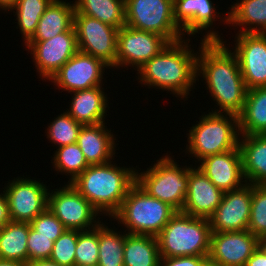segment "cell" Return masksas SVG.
<instances>
[{
  "label": "cell",
  "mask_w": 266,
  "mask_h": 266,
  "mask_svg": "<svg viewBox=\"0 0 266 266\" xmlns=\"http://www.w3.org/2000/svg\"><path fill=\"white\" fill-rule=\"evenodd\" d=\"M200 41L197 79L202 74L210 96L219 106V110L212 112L239 116L244 108L247 88L237 57L224 41Z\"/></svg>",
  "instance_id": "6da1fadb"
},
{
  "label": "cell",
  "mask_w": 266,
  "mask_h": 266,
  "mask_svg": "<svg viewBox=\"0 0 266 266\" xmlns=\"http://www.w3.org/2000/svg\"><path fill=\"white\" fill-rule=\"evenodd\" d=\"M189 43L190 39L168 43L137 70L139 82L187 99L197 81L198 54L191 50Z\"/></svg>",
  "instance_id": "7a4b0ae2"
},
{
  "label": "cell",
  "mask_w": 266,
  "mask_h": 266,
  "mask_svg": "<svg viewBox=\"0 0 266 266\" xmlns=\"http://www.w3.org/2000/svg\"><path fill=\"white\" fill-rule=\"evenodd\" d=\"M136 171L112 161L89 165L71 184L101 215L112 217L136 183Z\"/></svg>",
  "instance_id": "3957f363"
},
{
  "label": "cell",
  "mask_w": 266,
  "mask_h": 266,
  "mask_svg": "<svg viewBox=\"0 0 266 266\" xmlns=\"http://www.w3.org/2000/svg\"><path fill=\"white\" fill-rule=\"evenodd\" d=\"M156 237L160 257L208 256L210 222L177 211Z\"/></svg>",
  "instance_id": "277c9868"
},
{
  "label": "cell",
  "mask_w": 266,
  "mask_h": 266,
  "mask_svg": "<svg viewBox=\"0 0 266 266\" xmlns=\"http://www.w3.org/2000/svg\"><path fill=\"white\" fill-rule=\"evenodd\" d=\"M176 212L169 204L150 196L135 183L112 218L118 224H124L128 234L156 237Z\"/></svg>",
  "instance_id": "5b68a950"
},
{
  "label": "cell",
  "mask_w": 266,
  "mask_h": 266,
  "mask_svg": "<svg viewBox=\"0 0 266 266\" xmlns=\"http://www.w3.org/2000/svg\"><path fill=\"white\" fill-rule=\"evenodd\" d=\"M189 129L186 152L199 162L203 158L234 150L239 146V116L209 112ZM188 149V150H187Z\"/></svg>",
  "instance_id": "8992f818"
},
{
  "label": "cell",
  "mask_w": 266,
  "mask_h": 266,
  "mask_svg": "<svg viewBox=\"0 0 266 266\" xmlns=\"http://www.w3.org/2000/svg\"><path fill=\"white\" fill-rule=\"evenodd\" d=\"M179 166L171 156L164 155L145 172L136 171V183L150 196L169 204L176 211H182L189 167Z\"/></svg>",
  "instance_id": "52a82bcc"
},
{
  "label": "cell",
  "mask_w": 266,
  "mask_h": 266,
  "mask_svg": "<svg viewBox=\"0 0 266 266\" xmlns=\"http://www.w3.org/2000/svg\"><path fill=\"white\" fill-rule=\"evenodd\" d=\"M125 25L159 34L169 43L184 38L174 19L173 0H125Z\"/></svg>",
  "instance_id": "ba28073f"
},
{
  "label": "cell",
  "mask_w": 266,
  "mask_h": 266,
  "mask_svg": "<svg viewBox=\"0 0 266 266\" xmlns=\"http://www.w3.org/2000/svg\"><path fill=\"white\" fill-rule=\"evenodd\" d=\"M53 190H49L47 208L62 222L66 230L87 231L100 223L101 220L96 217L101 213L71 183Z\"/></svg>",
  "instance_id": "9c48e42d"
},
{
  "label": "cell",
  "mask_w": 266,
  "mask_h": 266,
  "mask_svg": "<svg viewBox=\"0 0 266 266\" xmlns=\"http://www.w3.org/2000/svg\"><path fill=\"white\" fill-rule=\"evenodd\" d=\"M78 50L115 67L118 28L81 13L74 14Z\"/></svg>",
  "instance_id": "30bf717a"
},
{
  "label": "cell",
  "mask_w": 266,
  "mask_h": 266,
  "mask_svg": "<svg viewBox=\"0 0 266 266\" xmlns=\"http://www.w3.org/2000/svg\"><path fill=\"white\" fill-rule=\"evenodd\" d=\"M168 43L159 34L137 30L125 25L118 30L117 34L115 68L132 66L138 70Z\"/></svg>",
  "instance_id": "8fae6325"
},
{
  "label": "cell",
  "mask_w": 266,
  "mask_h": 266,
  "mask_svg": "<svg viewBox=\"0 0 266 266\" xmlns=\"http://www.w3.org/2000/svg\"><path fill=\"white\" fill-rule=\"evenodd\" d=\"M7 184L4 191L11 221L30 223L47 209L49 189L41 180L16 177Z\"/></svg>",
  "instance_id": "7c38bea8"
},
{
  "label": "cell",
  "mask_w": 266,
  "mask_h": 266,
  "mask_svg": "<svg viewBox=\"0 0 266 266\" xmlns=\"http://www.w3.org/2000/svg\"><path fill=\"white\" fill-rule=\"evenodd\" d=\"M38 74L45 80L52 76L78 51L74 26L67 32L45 41H28L25 44Z\"/></svg>",
  "instance_id": "4fadbf2b"
},
{
  "label": "cell",
  "mask_w": 266,
  "mask_h": 266,
  "mask_svg": "<svg viewBox=\"0 0 266 266\" xmlns=\"http://www.w3.org/2000/svg\"><path fill=\"white\" fill-rule=\"evenodd\" d=\"M110 68L104 61L77 51L49 80L68 93L102 86L104 70Z\"/></svg>",
  "instance_id": "5bb4252c"
},
{
  "label": "cell",
  "mask_w": 266,
  "mask_h": 266,
  "mask_svg": "<svg viewBox=\"0 0 266 266\" xmlns=\"http://www.w3.org/2000/svg\"><path fill=\"white\" fill-rule=\"evenodd\" d=\"M233 53L247 90L266 86V33H237Z\"/></svg>",
  "instance_id": "9a60e30c"
},
{
  "label": "cell",
  "mask_w": 266,
  "mask_h": 266,
  "mask_svg": "<svg viewBox=\"0 0 266 266\" xmlns=\"http://www.w3.org/2000/svg\"><path fill=\"white\" fill-rule=\"evenodd\" d=\"M252 199V184L224 192L221 203L209 218L211 232L248 230Z\"/></svg>",
  "instance_id": "2e32d148"
},
{
  "label": "cell",
  "mask_w": 266,
  "mask_h": 266,
  "mask_svg": "<svg viewBox=\"0 0 266 266\" xmlns=\"http://www.w3.org/2000/svg\"><path fill=\"white\" fill-rule=\"evenodd\" d=\"M260 242L248 230L211 232L208 260L221 266H245Z\"/></svg>",
  "instance_id": "e0dca14e"
},
{
  "label": "cell",
  "mask_w": 266,
  "mask_h": 266,
  "mask_svg": "<svg viewBox=\"0 0 266 266\" xmlns=\"http://www.w3.org/2000/svg\"><path fill=\"white\" fill-rule=\"evenodd\" d=\"M212 4L211 0H173L174 19L184 36L185 33L189 37L196 35L200 30L208 29L207 34L203 36V41H222L218 32L209 30L216 21V17L218 19L220 17V13L216 12Z\"/></svg>",
  "instance_id": "ac0fdd59"
},
{
  "label": "cell",
  "mask_w": 266,
  "mask_h": 266,
  "mask_svg": "<svg viewBox=\"0 0 266 266\" xmlns=\"http://www.w3.org/2000/svg\"><path fill=\"white\" fill-rule=\"evenodd\" d=\"M223 195L224 192L218 189L199 168L189 166L183 213L209 219L221 203Z\"/></svg>",
  "instance_id": "d6986e66"
},
{
  "label": "cell",
  "mask_w": 266,
  "mask_h": 266,
  "mask_svg": "<svg viewBox=\"0 0 266 266\" xmlns=\"http://www.w3.org/2000/svg\"><path fill=\"white\" fill-rule=\"evenodd\" d=\"M200 163L197 168L223 192L240 188L246 183V180H243L245 177L239 147L224 153L207 156L200 160Z\"/></svg>",
  "instance_id": "ffe728a7"
},
{
  "label": "cell",
  "mask_w": 266,
  "mask_h": 266,
  "mask_svg": "<svg viewBox=\"0 0 266 266\" xmlns=\"http://www.w3.org/2000/svg\"><path fill=\"white\" fill-rule=\"evenodd\" d=\"M114 134L107 129L105 122L95 125H83L79 131L77 144L89 165L108 163L114 160ZM114 155V156H113Z\"/></svg>",
  "instance_id": "44dd1931"
},
{
  "label": "cell",
  "mask_w": 266,
  "mask_h": 266,
  "mask_svg": "<svg viewBox=\"0 0 266 266\" xmlns=\"http://www.w3.org/2000/svg\"><path fill=\"white\" fill-rule=\"evenodd\" d=\"M96 86L90 89L70 92L71 106L66 112L82 125H95L105 122L108 99L104 88Z\"/></svg>",
  "instance_id": "7402d4cb"
},
{
  "label": "cell",
  "mask_w": 266,
  "mask_h": 266,
  "mask_svg": "<svg viewBox=\"0 0 266 266\" xmlns=\"http://www.w3.org/2000/svg\"><path fill=\"white\" fill-rule=\"evenodd\" d=\"M239 138L246 182L266 185V134L240 135Z\"/></svg>",
  "instance_id": "603a6c76"
},
{
  "label": "cell",
  "mask_w": 266,
  "mask_h": 266,
  "mask_svg": "<svg viewBox=\"0 0 266 266\" xmlns=\"http://www.w3.org/2000/svg\"><path fill=\"white\" fill-rule=\"evenodd\" d=\"M74 3L53 0L41 16L37 30L29 41H45L67 32L74 26Z\"/></svg>",
  "instance_id": "cb8c5ba5"
},
{
  "label": "cell",
  "mask_w": 266,
  "mask_h": 266,
  "mask_svg": "<svg viewBox=\"0 0 266 266\" xmlns=\"http://www.w3.org/2000/svg\"><path fill=\"white\" fill-rule=\"evenodd\" d=\"M229 9L222 21L243 26L239 33H266V0H240Z\"/></svg>",
  "instance_id": "d4e9b609"
},
{
  "label": "cell",
  "mask_w": 266,
  "mask_h": 266,
  "mask_svg": "<svg viewBox=\"0 0 266 266\" xmlns=\"http://www.w3.org/2000/svg\"><path fill=\"white\" fill-rule=\"evenodd\" d=\"M240 135L266 134V86L247 90L239 115Z\"/></svg>",
  "instance_id": "484cf974"
},
{
  "label": "cell",
  "mask_w": 266,
  "mask_h": 266,
  "mask_svg": "<svg viewBox=\"0 0 266 266\" xmlns=\"http://www.w3.org/2000/svg\"><path fill=\"white\" fill-rule=\"evenodd\" d=\"M160 258L157 237L125 233L124 266H159Z\"/></svg>",
  "instance_id": "4316f807"
},
{
  "label": "cell",
  "mask_w": 266,
  "mask_h": 266,
  "mask_svg": "<svg viewBox=\"0 0 266 266\" xmlns=\"http://www.w3.org/2000/svg\"><path fill=\"white\" fill-rule=\"evenodd\" d=\"M28 222L10 221L0 228V258L28 262Z\"/></svg>",
  "instance_id": "83f0119b"
},
{
  "label": "cell",
  "mask_w": 266,
  "mask_h": 266,
  "mask_svg": "<svg viewBox=\"0 0 266 266\" xmlns=\"http://www.w3.org/2000/svg\"><path fill=\"white\" fill-rule=\"evenodd\" d=\"M75 13L120 29L125 26V0H75Z\"/></svg>",
  "instance_id": "f1b7e54d"
},
{
  "label": "cell",
  "mask_w": 266,
  "mask_h": 266,
  "mask_svg": "<svg viewBox=\"0 0 266 266\" xmlns=\"http://www.w3.org/2000/svg\"><path fill=\"white\" fill-rule=\"evenodd\" d=\"M125 233L114 231L106 224H98L99 260L97 266H124Z\"/></svg>",
  "instance_id": "f546056e"
},
{
  "label": "cell",
  "mask_w": 266,
  "mask_h": 266,
  "mask_svg": "<svg viewBox=\"0 0 266 266\" xmlns=\"http://www.w3.org/2000/svg\"><path fill=\"white\" fill-rule=\"evenodd\" d=\"M53 0H18L15 6L11 9L16 10V20L24 44H26L35 34L38 22L45 12L46 8Z\"/></svg>",
  "instance_id": "4dcf8cb0"
},
{
  "label": "cell",
  "mask_w": 266,
  "mask_h": 266,
  "mask_svg": "<svg viewBox=\"0 0 266 266\" xmlns=\"http://www.w3.org/2000/svg\"><path fill=\"white\" fill-rule=\"evenodd\" d=\"M53 156L55 170L70 176L67 183L73 182L89 166L77 143L58 147Z\"/></svg>",
  "instance_id": "1f68e13d"
},
{
  "label": "cell",
  "mask_w": 266,
  "mask_h": 266,
  "mask_svg": "<svg viewBox=\"0 0 266 266\" xmlns=\"http://www.w3.org/2000/svg\"><path fill=\"white\" fill-rule=\"evenodd\" d=\"M82 126L67 112L61 113L50 122L46 132L47 138L56 146L58 145L57 147L76 143Z\"/></svg>",
  "instance_id": "d6a6232c"
},
{
  "label": "cell",
  "mask_w": 266,
  "mask_h": 266,
  "mask_svg": "<svg viewBox=\"0 0 266 266\" xmlns=\"http://www.w3.org/2000/svg\"><path fill=\"white\" fill-rule=\"evenodd\" d=\"M248 231L260 241L266 239V185L252 184Z\"/></svg>",
  "instance_id": "836d02e7"
},
{
  "label": "cell",
  "mask_w": 266,
  "mask_h": 266,
  "mask_svg": "<svg viewBox=\"0 0 266 266\" xmlns=\"http://www.w3.org/2000/svg\"><path fill=\"white\" fill-rule=\"evenodd\" d=\"M98 225L91 230L78 231L75 265L97 266L99 260Z\"/></svg>",
  "instance_id": "e575fe53"
},
{
  "label": "cell",
  "mask_w": 266,
  "mask_h": 266,
  "mask_svg": "<svg viewBox=\"0 0 266 266\" xmlns=\"http://www.w3.org/2000/svg\"><path fill=\"white\" fill-rule=\"evenodd\" d=\"M77 242L78 231L65 230L63 234L54 241L50 259L60 266H74Z\"/></svg>",
  "instance_id": "d590c367"
},
{
  "label": "cell",
  "mask_w": 266,
  "mask_h": 266,
  "mask_svg": "<svg viewBox=\"0 0 266 266\" xmlns=\"http://www.w3.org/2000/svg\"><path fill=\"white\" fill-rule=\"evenodd\" d=\"M30 226L39 235L53 237V241H56L66 230L62 222L48 208L37 215L30 222Z\"/></svg>",
  "instance_id": "8d00e7d4"
},
{
  "label": "cell",
  "mask_w": 266,
  "mask_h": 266,
  "mask_svg": "<svg viewBox=\"0 0 266 266\" xmlns=\"http://www.w3.org/2000/svg\"><path fill=\"white\" fill-rule=\"evenodd\" d=\"M54 245L53 237H44L33 230L29 223L27 239L28 262L40 259H49Z\"/></svg>",
  "instance_id": "74e56055"
},
{
  "label": "cell",
  "mask_w": 266,
  "mask_h": 266,
  "mask_svg": "<svg viewBox=\"0 0 266 266\" xmlns=\"http://www.w3.org/2000/svg\"><path fill=\"white\" fill-rule=\"evenodd\" d=\"M208 256L161 257L159 266H203Z\"/></svg>",
  "instance_id": "f35d334b"
},
{
  "label": "cell",
  "mask_w": 266,
  "mask_h": 266,
  "mask_svg": "<svg viewBox=\"0 0 266 266\" xmlns=\"http://www.w3.org/2000/svg\"><path fill=\"white\" fill-rule=\"evenodd\" d=\"M245 266H266V251L259 245L246 261Z\"/></svg>",
  "instance_id": "ab89813d"
},
{
  "label": "cell",
  "mask_w": 266,
  "mask_h": 266,
  "mask_svg": "<svg viewBox=\"0 0 266 266\" xmlns=\"http://www.w3.org/2000/svg\"><path fill=\"white\" fill-rule=\"evenodd\" d=\"M11 221L8 200L5 195V191L3 194H0V228Z\"/></svg>",
  "instance_id": "60d3db41"
},
{
  "label": "cell",
  "mask_w": 266,
  "mask_h": 266,
  "mask_svg": "<svg viewBox=\"0 0 266 266\" xmlns=\"http://www.w3.org/2000/svg\"><path fill=\"white\" fill-rule=\"evenodd\" d=\"M27 266H60L58 263L49 259H40L27 262Z\"/></svg>",
  "instance_id": "b9f144b4"
},
{
  "label": "cell",
  "mask_w": 266,
  "mask_h": 266,
  "mask_svg": "<svg viewBox=\"0 0 266 266\" xmlns=\"http://www.w3.org/2000/svg\"><path fill=\"white\" fill-rule=\"evenodd\" d=\"M18 0H0V10L9 11L11 10Z\"/></svg>",
  "instance_id": "7bdbcfd3"
},
{
  "label": "cell",
  "mask_w": 266,
  "mask_h": 266,
  "mask_svg": "<svg viewBox=\"0 0 266 266\" xmlns=\"http://www.w3.org/2000/svg\"><path fill=\"white\" fill-rule=\"evenodd\" d=\"M0 266H27V263L16 261V260H7L0 258Z\"/></svg>",
  "instance_id": "ee69618b"
},
{
  "label": "cell",
  "mask_w": 266,
  "mask_h": 266,
  "mask_svg": "<svg viewBox=\"0 0 266 266\" xmlns=\"http://www.w3.org/2000/svg\"><path fill=\"white\" fill-rule=\"evenodd\" d=\"M203 266H221L219 264L213 263L210 260H207Z\"/></svg>",
  "instance_id": "f6af8a7d"
},
{
  "label": "cell",
  "mask_w": 266,
  "mask_h": 266,
  "mask_svg": "<svg viewBox=\"0 0 266 266\" xmlns=\"http://www.w3.org/2000/svg\"><path fill=\"white\" fill-rule=\"evenodd\" d=\"M260 246L266 251V239L260 242Z\"/></svg>",
  "instance_id": "bcb514c9"
}]
</instances>
